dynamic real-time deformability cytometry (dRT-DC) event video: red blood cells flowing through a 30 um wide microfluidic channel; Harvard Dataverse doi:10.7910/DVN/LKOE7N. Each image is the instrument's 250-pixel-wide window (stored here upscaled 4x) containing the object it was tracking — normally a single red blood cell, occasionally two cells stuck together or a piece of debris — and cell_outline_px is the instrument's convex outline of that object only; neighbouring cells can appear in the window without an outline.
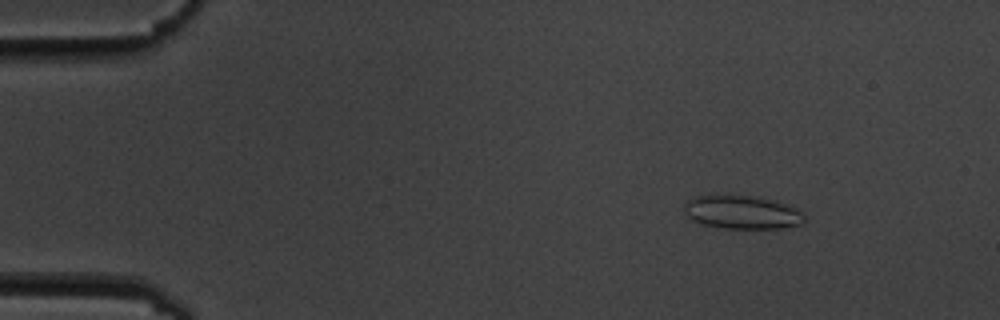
{"species": "common noctule bat (a hibernating species)", "species_latin": "Nyctalus noctula", "temperature_condition": "cold", "stored_images_in_passage": 5, "camera_frame_rate_fps": 3000, "um_per_image_px": 0.085, "animal": {"sex": "male", "body_mass_g": 19.5, "forearm_length_mm": 54.6}, "frame": {"image": 1, "passage_image": 3, "time_ms": 2.333, "image_size_px": [1000, 320], "cell_outline_px": [[804, 224], [780, 228], [724, 228], [704, 224], [692, 220], [684, 216], [684, 208], [688, 200], [692, 196], [752, 196], [776, 200], [788, 204], [796, 208], [804, 216]], "centroid_in_image_um": [63.08, 18.04], "position_along_channel_um": 21.9, "area_um2": 23.35}}
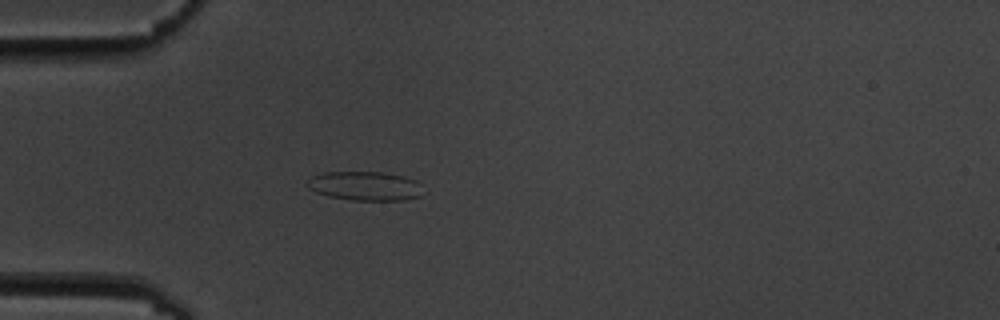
{"frame": {"image": 2, "passage_image": 5, "time_ms": 5.333, "image_size_px": [1000, 320], "cell_outline_px": [[428, 192], [420, 196], [404, 200], [352, 200], [328, 196], [316, 192], [308, 188], [308, 180], [312, 176], [324, 172], [380, 172], [404, 176], [416, 180]], "centroid_in_image_um": [31.1, 15.81], "position_along_channel_um": 53.9, "area_um2": 19.83}}